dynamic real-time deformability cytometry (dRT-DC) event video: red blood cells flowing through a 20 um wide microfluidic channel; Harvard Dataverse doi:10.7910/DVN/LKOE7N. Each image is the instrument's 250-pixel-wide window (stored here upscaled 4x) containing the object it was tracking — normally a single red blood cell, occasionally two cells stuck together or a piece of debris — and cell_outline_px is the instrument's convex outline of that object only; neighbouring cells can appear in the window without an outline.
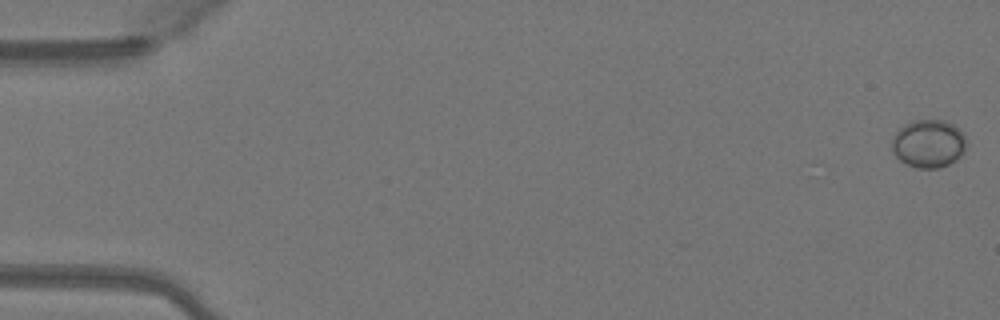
{"species": "Egyptian fruit bat (a non-hibernating species)", "species_latin": "Rousettus aegyptiacus", "temperature_condition": "warm", "stored_images_in_passage": 7, "camera_frame_rate_fps": 3000, "um_per_image_px": 0.085, "animal": {"sex": "female"}, "frame": {"image": 1, "passage_image": 1, "time_ms": 0.0, "image_size_px": [1000, 320], "cell_outline_px": [[964, 152], [956, 160], [940, 168], [916, 168], [900, 160], [892, 152], [892, 140], [896, 132], [904, 124], [912, 120], [944, 120], [952, 124], [964, 136]], "centroid_in_image_um": [78.89, 12.21], "position_along_channel_um": 6.1, "area_um2": 20.63}}